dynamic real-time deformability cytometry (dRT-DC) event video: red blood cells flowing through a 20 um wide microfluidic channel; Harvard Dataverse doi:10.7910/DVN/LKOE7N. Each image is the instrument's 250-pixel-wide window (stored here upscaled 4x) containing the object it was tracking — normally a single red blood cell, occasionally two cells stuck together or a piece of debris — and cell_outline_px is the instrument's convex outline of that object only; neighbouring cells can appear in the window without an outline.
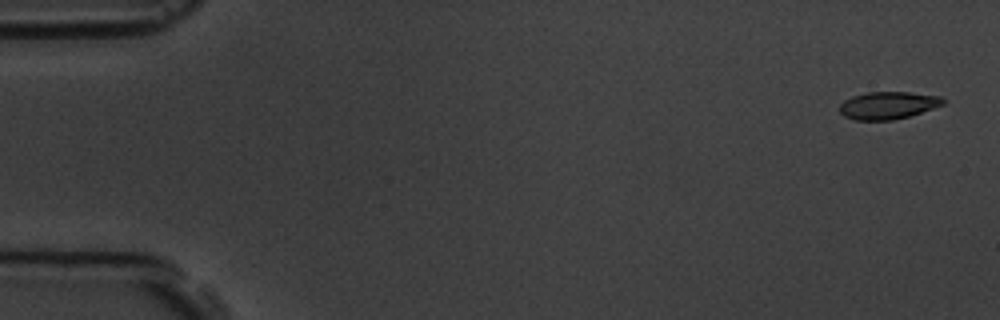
{"species": "common noctule bat (a hibernating species)", "species_latin": "Nyctalus noctula", "temperature_condition": "room temperature", "stored_images_in_passage": 10, "camera_frame_rate_fps": 3000, "um_per_image_px": 0.085, "animal": {"sex": "male", "body_mass_g": 19.5, "forearm_length_mm": 54.6}, "frame": {"image": 1, "passage_image": 1, "time_ms": 0.0, "image_size_px": [1000, 320], "cell_outline_px": [[944, 104], [908, 116], [892, 120], [856, 120], [844, 116], [840, 112], [840, 104], [844, 100], [852, 96], [868, 92], [908, 92], [940, 96], [944, 100]], "centroid_in_image_um": [75.45, 8.95], "position_along_channel_um": 9.6, "area_um2": 16.36}}
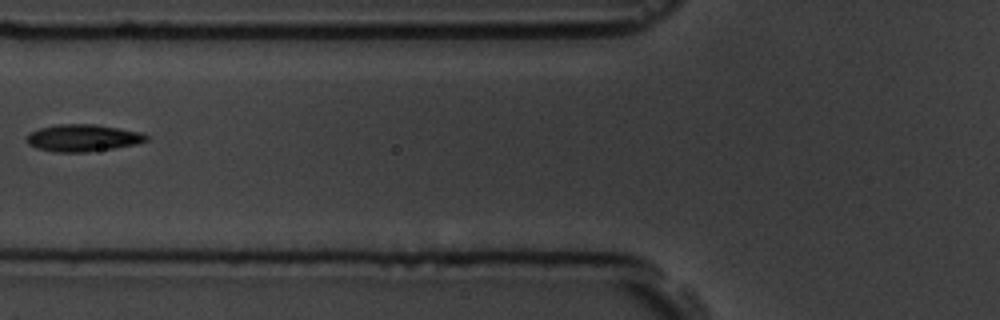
{"frame": {"image": 2, "passage_image": 6, "time_ms": 6.667, "image_size_px": [1000, 320], "cell_outline_px": [[148, 140], [136, 144], [112, 148], [84, 152], [56, 152], [36, 148], [28, 144], [28, 132], [40, 128], [56, 124], [96, 124], [140, 132], [148, 136]], "centroid_in_image_um": [7.02, 11.71], "position_along_channel_um": 118.8, "area_um2": 18.73}}
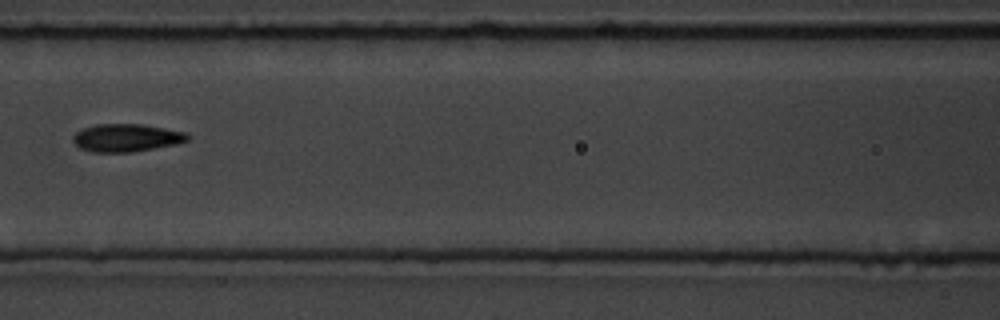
{"frame": {"image": 3, "passage_image": 7, "time_ms": 7.667, "image_size_px": [1000, 320], "cell_outline_px": [[192, 136], [188, 140], [176, 144], [132, 152], [92, 152], [80, 148], [72, 140], [72, 136], [76, 132], [84, 128], [96, 124], [144, 124], [188, 132]], "centroid_in_image_um": [10.78, 11.7], "position_along_channel_um": 155.8, "area_um2": 18.73}}